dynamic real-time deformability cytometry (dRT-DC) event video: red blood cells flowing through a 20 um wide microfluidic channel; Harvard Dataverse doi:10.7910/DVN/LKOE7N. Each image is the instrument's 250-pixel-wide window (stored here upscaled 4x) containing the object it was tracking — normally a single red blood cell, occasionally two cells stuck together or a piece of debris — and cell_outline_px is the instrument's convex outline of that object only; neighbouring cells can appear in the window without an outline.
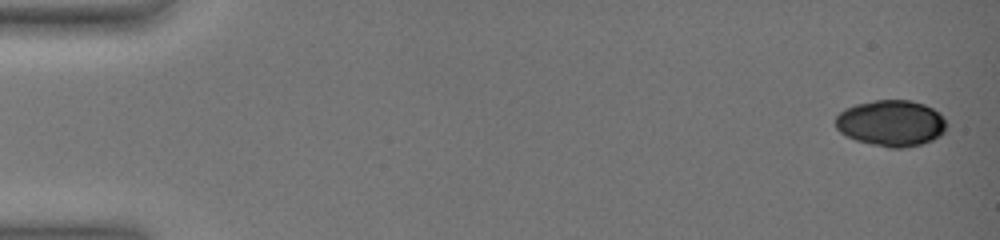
{"species": "common noctule bat (a hibernating species)", "species_latin": "Nyctalus noctula", "temperature_condition": "warm", "stored_images_in_passage": 25, "camera_frame_rate_fps": 3000, "um_per_image_px": 0.085, "animal": {"sex": "female", "body_mass_g": 19.0, "forearm_length_mm": 51.5}, "frame": {"image": 1, "passage_image": 1, "time_ms": 0.0, "image_size_px": [1000, 240], "cell_outline_px": [[948, 124], [944, 132], [940, 136], [932, 140], [920, 144], [904, 148], [888, 148], [856, 140], [840, 132], [836, 128], [836, 116], [844, 108], [856, 104], [876, 100], [912, 100], [924, 104], [932, 108]], "centroid_in_image_um": [75.74, 10.47], "position_along_channel_um": 9.3, "area_um2": 29.82}}
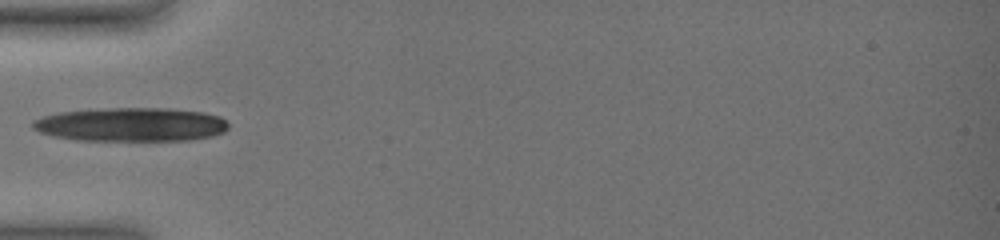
{"frame": {"image": 2, "passage_image": 12, "time_ms": 6.333, "image_size_px": [1000, 240], "cell_outline_px": [[228, 128], [224, 132], [212, 136], [192, 140], [76, 140], [56, 136], [40, 132], [32, 128], [32, 120], [40, 116], [60, 112], [112, 108], [168, 108], [204, 112], [220, 116], [228, 124]], "centroid_in_image_um": [11.15, 10.58], "position_along_channel_um": 73.9, "area_um2": 38.55}}
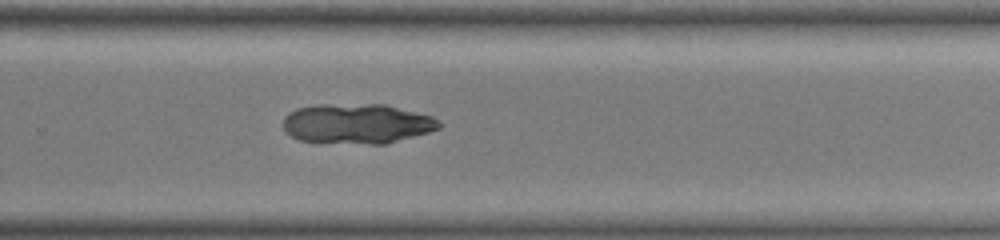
{"frame": {"image": 3, "passage_image": 25, "time_ms": 12.667, "image_size_px": [1000, 240], "cell_outline_px": [[440, 128], [428, 132], [388, 144], [372, 144], [300, 140], [292, 136], [284, 128], [284, 116], [288, 112], [296, 108], [320, 104], [384, 104], [432, 116], [440, 120]], "centroid_in_image_um": [30.37, 10.5], "position_along_channel_um": 299.4, "area_um2": 36.18}}